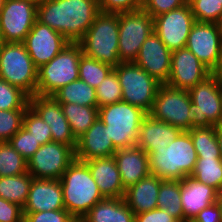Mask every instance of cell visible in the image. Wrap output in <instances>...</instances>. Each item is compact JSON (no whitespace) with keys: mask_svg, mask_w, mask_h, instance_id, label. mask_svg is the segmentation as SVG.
I'll list each match as a JSON object with an SVG mask.
<instances>
[{"mask_svg":"<svg viewBox=\"0 0 222 222\" xmlns=\"http://www.w3.org/2000/svg\"><path fill=\"white\" fill-rule=\"evenodd\" d=\"M100 13L98 0H44L37 5V20L79 43Z\"/></svg>","mask_w":222,"mask_h":222,"instance_id":"obj_1","label":"cell"},{"mask_svg":"<svg viewBox=\"0 0 222 222\" xmlns=\"http://www.w3.org/2000/svg\"><path fill=\"white\" fill-rule=\"evenodd\" d=\"M65 209L79 222L89 210L105 198L88 165L75 159L60 178Z\"/></svg>","mask_w":222,"mask_h":222,"instance_id":"obj_2","label":"cell"},{"mask_svg":"<svg viewBox=\"0 0 222 222\" xmlns=\"http://www.w3.org/2000/svg\"><path fill=\"white\" fill-rule=\"evenodd\" d=\"M198 160L188 131H182L167 147L149 154L150 174L163 180L190 176Z\"/></svg>","mask_w":222,"mask_h":222,"instance_id":"obj_3","label":"cell"},{"mask_svg":"<svg viewBox=\"0 0 222 222\" xmlns=\"http://www.w3.org/2000/svg\"><path fill=\"white\" fill-rule=\"evenodd\" d=\"M118 14L100 12L79 42L83 54L115 68L119 59Z\"/></svg>","mask_w":222,"mask_h":222,"instance_id":"obj_4","label":"cell"},{"mask_svg":"<svg viewBox=\"0 0 222 222\" xmlns=\"http://www.w3.org/2000/svg\"><path fill=\"white\" fill-rule=\"evenodd\" d=\"M148 113L125 101L98 108V117L107 128L109 139L117 149L136 145L140 125Z\"/></svg>","mask_w":222,"mask_h":222,"instance_id":"obj_5","label":"cell"},{"mask_svg":"<svg viewBox=\"0 0 222 222\" xmlns=\"http://www.w3.org/2000/svg\"><path fill=\"white\" fill-rule=\"evenodd\" d=\"M80 43H68L47 64L38 68L36 95L52 96L61 87L79 79Z\"/></svg>","mask_w":222,"mask_h":222,"instance_id":"obj_6","label":"cell"},{"mask_svg":"<svg viewBox=\"0 0 222 222\" xmlns=\"http://www.w3.org/2000/svg\"><path fill=\"white\" fill-rule=\"evenodd\" d=\"M37 71L22 42H4L0 50V78L24 91L36 95Z\"/></svg>","mask_w":222,"mask_h":222,"instance_id":"obj_7","label":"cell"},{"mask_svg":"<svg viewBox=\"0 0 222 222\" xmlns=\"http://www.w3.org/2000/svg\"><path fill=\"white\" fill-rule=\"evenodd\" d=\"M114 70L122 87V101L149 113L161 83L134 62H121Z\"/></svg>","mask_w":222,"mask_h":222,"instance_id":"obj_8","label":"cell"},{"mask_svg":"<svg viewBox=\"0 0 222 222\" xmlns=\"http://www.w3.org/2000/svg\"><path fill=\"white\" fill-rule=\"evenodd\" d=\"M188 91L192 128L222 124V86L213 73Z\"/></svg>","mask_w":222,"mask_h":222,"instance_id":"obj_9","label":"cell"},{"mask_svg":"<svg viewBox=\"0 0 222 222\" xmlns=\"http://www.w3.org/2000/svg\"><path fill=\"white\" fill-rule=\"evenodd\" d=\"M118 51L121 62H134L148 36L154 32L153 17L142 7L119 13Z\"/></svg>","mask_w":222,"mask_h":222,"instance_id":"obj_10","label":"cell"},{"mask_svg":"<svg viewBox=\"0 0 222 222\" xmlns=\"http://www.w3.org/2000/svg\"><path fill=\"white\" fill-rule=\"evenodd\" d=\"M191 102L188 90L161 84L148 114L182 131H188L192 129V113L189 110Z\"/></svg>","mask_w":222,"mask_h":222,"instance_id":"obj_11","label":"cell"},{"mask_svg":"<svg viewBox=\"0 0 222 222\" xmlns=\"http://www.w3.org/2000/svg\"><path fill=\"white\" fill-rule=\"evenodd\" d=\"M75 160V150L60 142H49L27 161V172L35 179L60 180L69 165Z\"/></svg>","mask_w":222,"mask_h":222,"instance_id":"obj_12","label":"cell"},{"mask_svg":"<svg viewBox=\"0 0 222 222\" xmlns=\"http://www.w3.org/2000/svg\"><path fill=\"white\" fill-rule=\"evenodd\" d=\"M37 20V4L4 0L0 9V33L4 42H23Z\"/></svg>","mask_w":222,"mask_h":222,"instance_id":"obj_13","label":"cell"},{"mask_svg":"<svg viewBox=\"0 0 222 222\" xmlns=\"http://www.w3.org/2000/svg\"><path fill=\"white\" fill-rule=\"evenodd\" d=\"M153 20L154 32L171 52L186 46L189 32L196 22L188 2Z\"/></svg>","mask_w":222,"mask_h":222,"instance_id":"obj_14","label":"cell"},{"mask_svg":"<svg viewBox=\"0 0 222 222\" xmlns=\"http://www.w3.org/2000/svg\"><path fill=\"white\" fill-rule=\"evenodd\" d=\"M185 47L213 72L222 55V36L218 24L196 21Z\"/></svg>","mask_w":222,"mask_h":222,"instance_id":"obj_15","label":"cell"},{"mask_svg":"<svg viewBox=\"0 0 222 222\" xmlns=\"http://www.w3.org/2000/svg\"><path fill=\"white\" fill-rule=\"evenodd\" d=\"M22 43L38 69L62 51L69 41L58 31L36 20Z\"/></svg>","mask_w":222,"mask_h":222,"instance_id":"obj_16","label":"cell"},{"mask_svg":"<svg viewBox=\"0 0 222 222\" xmlns=\"http://www.w3.org/2000/svg\"><path fill=\"white\" fill-rule=\"evenodd\" d=\"M212 73L188 48L184 47L172 52L171 70L166 85L189 90Z\"/></svg>","mask_w":222,"mask_h":222,"instance_id":"obj_17","label":"cell"},{"mask_svg":"<svg viewBox=\"0 0 222 222\" xmlns=\"http://www.w3.org/2000/svg\"><path fill=\"white\" fill-rule=\"evenodd\" d=\"M29 105L49 125L52 142H60L76 150L77 139L72 134L60 102L53 96L33 95L29 97Z\"/></svg>","mask_w":222,"mask_h":222,"instance_id":"obj_18","label":"cell"},{"mask_svg":"<svg viewBox=\"0 0 222 222\" xmlns=\"http://www.w3.org/2000/svg\"><path fill=\"white\" fill-rule=\"evenodd\" d=\"M171 55L172 52L153 32L142 44L134 63L161 84H166L171 70Z\"/></svg>","mask_w":222,"mask_h":222,"instance_id":"obj_19","label":"cell"},{"mask_svg":"<svg viewBox=\"0 0 222 222\" xmlns=\"http://www.w3.org/2000/svg\"><path fill=\"white\" fill-rule=\"evenodd\" d=\"M118 149L113 145L106 126L98 117L94 124L77 139L75 159L87 161L114 156Z\"/></svg>","mask_w":222,"mask_h":222,"instance_id":"obj_20","label":"cell"},{"mask_svg":"<svg viewBox=\"0 0 222 222\" xmlns=\"http://www.w3.org/2000/svg\"><path fill=\"white\" fill-rule=\"evenodd\" d=\"M65 209L60 180L33 178L23 212Z\"/></svg>","mask_w":222,"mask_h":222,"instance_id":"obj_21","label":"cell"},{"mask_svg":"<svg viewBox=\"0 0 222 222\" xmlns=\"http://www.w3.org/2000/svg\"><path fill=\"white\" fill-rule=\"evenodd\" d=\"M114 159L125 190L150 174L149 155L136 145L118 149Z\"/></svg>","mask_w":222,"mask_h":222,"instance_id":"obj_22","label":"cell"},{"mask_svg":"<svg viewBox=\"0 0 222 222\" xmlns=\"http://www.w3.org/2000/svg\"><path fill=\"white\" fill-rule=\"evenodd\" d=\"M218 191L191 176L181 180V205L184 222L193 220L203 209L215 203Z\"/></svg>","mask_w":222,"mask_h":222,"instance_id":"obj_23","label":"cell"},{"mask_svg":"<svg viewBox=\"0 0 222 222\" xmlns=\"http://www.w3.org/2000/svg\"><path fill=\"white\" fill-rule=\"evenodd\" d=\"M181 132L180 128L159 121L147 114L140 125L136 146L142 148L149 155L157 149L167 147Z\"/></svg>","mask_w":222,"mask_h":222,"instance_id":"obj_24","label":"cell"},{"mask_svg":"<svg viewBox=\"0 0 222 222\" xmlns=\"http://www.w3.org/2000/svg\"><path fill=\"white\" fill-rule=\"evenodd\" d=\"M92 177L104 198H123L125 189L114 156L87 160Z\"/></svg>","mask_w":222,"mask_h":222,"instance_id":"obj_25","label":"cell"},{"mask_svg":"<svg viewBox=\"0 0 222 222\" xmlns=\"http://www.w3.org/2000/svg\"><path fill=\"white\" fill-rule=\"evenodd\" d=\"M162 180L149 174L125 190L123 199L135 215L158 208L157 197Z\"/></svg>","mask_w":222,"mask_h":222,"instance_id":"obj_26","label":"cell"},{"mask_svg":"<svg viewBox=\"0 0 222 222\" xmlns=\"http://www.w3.org/2000/svg\"><path fill=\"white\" fill-rule=\"evenodd\" d=\"M79 222H135V214L123 198H105L96 203Z\"/></svg>","mask_w":222,"mask_h":222,"instance_id":"obj_27","label":"cell"},{"mask_svg":"<svg viewBox=\"0 0 222 222\" xmlns=\"http://www.w3.org/2000/svg\"><path fill=\"white\" fill-rule=\"evenodd\" d=\"M60 104L76 139L83 135L98 118V107L81 106L74 103Z\"/></svg>","mask_w":222,"mask_h":222,"instance_id":"obj_28","label":"cell"},{"mask_svg":"<svg viewBox=\"0 0 222 222\" xmlns=\"http://www.w3.org/2000/svg\"><path fill=\"white\" fill-rule=\"evenodd\" d=\"M52 96L60 103L98 107L96 89L79 79L61 87Z\"/></svg>","mask_w":222,"mask_h":222,"instance_id":"obj_29","label":"cell"},{"mask_svg":"<svg viewBox=\"0 0 222 222\" xmlns=\"http://www.w3.org/2000/svg\"><path fill=\"white\" fill-rule=\"evenodd\" d=\"M33 178L29 172L0 177V197L24 207Z\"/></svg>","mask_w":222,"mask_h":222,"instance_id":"obj_30","label":"cell"},{"mask_svg":"<svg viewBox=\"0 0 222 222\" xmlns=\"http://www.w3.org/2000/svg\"><path fill=\"white\" fill-rule=\"evenodd\" d=\"M158 208L165 210L178 222H184L181 205V180H162L157 197Z\"/></svg>","mask_w":222,"mask_h":222,"instance_id":"obj_31","label":"cell"},{"mask_svg":"<svg viewBox=\"0 0 222 222\" xmlns=\"http://www.w3.org/2000/svg\"><path fill=\"white\" fill-rule=\"evenodd\" d=\"M190 133L198 158H221L216 126L192 128Z\"/></svg>","mask_w":222,"mask_h":222,"instance_id":"obj_32","label":"cell"},{"mask_svg":"<svg viewBox=\"0 0 222 222\" xmlns=\"http://www.w3.org/2000/svg\"><path fill=\"white\" fill-rule=\"evenodd\" d=\"M190 176L220 192L222 190V158H198Z\"/></svg>","mask_w":222,"mask_h":222,"instance_id":"obj_33","label":"cell"},{"mask_svg":"<svg viewBox=\"0 0 222 222\" xmlns=\"http://www.w3.org/2000/svg\"><path fill=\"white\" fill-rule=\"evenodd\" d=\"M113 70L112 66L82 54L79 61V80L96 89Z\"/></svg>","mask_w":222,"mask_h":222,"instance_id":"obj_34","label":"cell"},{"mask_svg":"<svg viewBox=\"0 0 222 222\" xmlns=\"http://www.w3.org/2000/svg\"><path fill=\"white\" fill-rule=\"evenodd\" d=\"M27 172V161L9 142H0V177Z\"/></svg>","mask_w":222,"mask_h":222,"instance_id":"obj_35","label":"cell"},{"mask_svg":"<svg viewBox=\"0 0 222 222\" xmlns=\"http://www.w3.org/2000/svg\"><path fill=\"white\" fill-rule=\"evenodd\" d=\"M29 96L0 78V110H26Z\"/></svg>","mask_w":222,"mask_h":222,"instance_id":"obj_36","label":"cell"},{"mask_svg":"<svg viewBox=\"0 0 222 222\" xmlns=\"http://www.w3.org/2000/svg\"><path fill=\"white\" fill-rule=\"evenodd\" d=\"M98 108L116 103L122 100V87L117 74L113 70L96 88Z\"/></svg>","mask_w":222,"mask_h":222,"instance_id":"obj_37","label":"cell"},{"mask_svg":"<svg viewBox=\"0 0 222 222\" xmlns=\"http://www.w3.org/2000/svg\"><path fill=\"white\" fill-rule=\"evenodd\" d=\"M195 20L217 23L222 17V0H188Z\"/></svg>","mask_w":222,"mask_h":222,"instance_id":"obj_38","label":"cell"},{"mask_svg":"<svg viewBox=\"0 0 222 222\" xmlns=\"http://www.w3.org/2000/svg\"><path fill=\"white\" fill-rule=\"evenodd\" d=\"M23 127L39 141L40 145L52 142V134L49 125L29 105L23 119Z\"/></svg>","mask_w":222,"mask_h":222,"instance_id":"obj_39","label":"cell"},{"mask_svg":"<svg viewBox=\"0 0 222 222\" xmlns=\"http://www.w3.org/2000/svg\"><path fill=\"white\" fill-rule=\"evenodd\" d=\"M26 110H0V142L9 140L23 127Z\"/></svg>","mask_w":222,"mask_h":222,"instance_id":"obj_40","label":"cell"},{"mask_svg":"<svg viewBox=\"0 0 222 222\" xmlns=\"http://www.w3.org/2000/svg\"><path fill=\"white\" fill-rule=\"evenodd\" d=\"M11 146L28 161L40 148L39 141L36 140L29 131L22 127L10 140Z\"/></svg>","mask_w":222,"mask_h":222,"instance_id":"obj_41","label":"cell"},{"mask_svg":"<svg viewBox=\"0 0 222 222\" xmlns=\"http://www.w3.org/2000/svg\"><path fill=\"white\" fill-rule=\"evenodd\" d=\"M23 213V222H78L66 209Z\"/></svg>","mask_w":222,"mask_h":222,"instance_id":"obj_42","label":"cell"},{"mask_svg":"<svg viewBox=\"0 0 222 222\" xmlns=\"http://www.w3.org/2000/svg\"><path fill=\"white\" fill-rule=\"evenodd\" d=\"M98 4L100 12L119 14L140 9L142 0H98Z\"/></svg>","mask_w":222,"mask_h":222,"instance_id":"obj_43","label":"cell"},{"mask_svg":"<svg viewBox=\"0 0 222 222\" xmlns=\"http://www.w3.org/2000/svg\"><path fill=\"white\" fill-rule=\"evenodd\" d=\"M187 1L188 0H142L141 7L154 18L185 5Z\"/></svg>","mask_w":222,"mask_h":222,"instance_id":"obj_44","label":"cell"},{"mask_svg":"<svg viewBox=\"0 0 222 222\" xmlns=\"http://www.w3.org/2000/svg\"><path fill=\"white\" fill-rule=\"evenodd\" d=\"M23 207L0 197V222H23Z\"/></svg>","mask_w":222,"mask_h":222,"instance_id":"obj_45","label":"cell"},{"mask_svg":"<svg viewBox=\"0 0 222 222\" xmlns=\"http://www.w3.org/2000/svg\"><path fill=\"white\" fill-rule=\"evenodd\" d=\"M135 222H178L161 208L153 209L135 215Z\"/></svg>","mask_w":222,"mask_h":222,"instance_id":"obj_46","label":"cell"},{"mask_svg":"<svg viewBox=\"0 0 222 222\" xmlns=\"http://www.w3.org/2000/svg\"><path fill=\"white\" fill-rule=\"evenodd\" d=\"M195 222H222V215L217 203L201 210L193 219Z\"/></svg>","mask_w":222,"mask_h":222,"instance_id":"obj_47","label":"cell"},{"mask_svg":"<svg viewBox=\"0 0 222 222\" xmlns=\"http://www.w3.org/2000/svg\"><path fill=\"white\" fill-rule=\"evenodd\" d=\"M216 138L222 158V124L216 126Z\"/></svg>","mask_w":222,"mask_h":222,"instance_id":"obj_48","label":"cell"},{"mask_svg":"<svg viewBox=\"0 0 222 222\" xmlns=\"http://www.w3.org/2000/svg\"><path fill=\"white\" fill-rule=\"evenodd\" d=\"M213 74L216 76L217 80L219 81L220 85L222 86V55H221V58H220L219 65L213 71Z\"/></svg>","mask_w":222,"mask_h":222,"instance_id":"obj_49","label":"cell"},{"mask_svg":"<svg viewBox=\"0 0 222 222\" xmlns=\"http://www.w3.org/2000/svg\"><path fill=\"white\" fill-rule=\"evenodd\" d=\"M216 203L219 206L222 215V190L218 192Z\"/></svg>","mask_w":222,"mask_h":222,"instance_id":"obj_50","label":"cell"},{"mask_svg":"<svg viewBox=\"0 0 222 222\" xmlns=\"http://www.w3.org/2000/svg\"><path fill=\"white\" fill-rule=\"evenodd\" d=\"M218 27H219V31L221 32V36H222V17L219 19V21L217 22Z\"/></svg>","mask_w":222,"mask_h":222,"instance_id":"obj_51","label":"cell"},{"mask_svg":"<svg viewBox=\"0 0 222 222\" xmlns=\"http://www.w3.org/2000/svg\"><path fill=\"white\" fill-rule=\"evenodd\" d=\"M27 1L33 2L38 5L39 3L43 2L44 0H27Z\"/></svg>","mask_w":222,"mask_h":222,"instance_id":"obj_52","label":"cell"},{"mask_svg":"<svg viewBox=\"0 0 222 222\" xmlns=\"http://www.w3.org/2000/svg\"><path fill=\"white\" fill-rule=\"evenodd\" d=\"M3 43H4V41H3L1 33H0V50H1V47H2Z\"/></svg>","mask_w":222,"mask_h":222,"instance_id":"obj_53","label":"cell"},{"mask_svg":"<svg viewBox=\"0 0 222 222\" xmlns=\"http://www.w3.org/2000/svg\"><path fill=\"white\" fill-rule=\"evenodd\" d=\"M3 4H4V0H0V9L2 8Z\"/></svg>","mask_w":222,"mask_h":222,"instance_id":"obj_54","label":"cell"},{"mask_svg":"<svg viewBox=\"0 0 222 222\" xmlns=\"http://www.w3.org/2000/svg\"><path fill=\"white\" fill-rule=\"evenodd\" d=\"M185 222H195V221H193V220H187V221H185Z\"/></svg>","mask_w":222,"mask_h":222,"instance_id":"obj_55","label":"cell"}]
</instances>
